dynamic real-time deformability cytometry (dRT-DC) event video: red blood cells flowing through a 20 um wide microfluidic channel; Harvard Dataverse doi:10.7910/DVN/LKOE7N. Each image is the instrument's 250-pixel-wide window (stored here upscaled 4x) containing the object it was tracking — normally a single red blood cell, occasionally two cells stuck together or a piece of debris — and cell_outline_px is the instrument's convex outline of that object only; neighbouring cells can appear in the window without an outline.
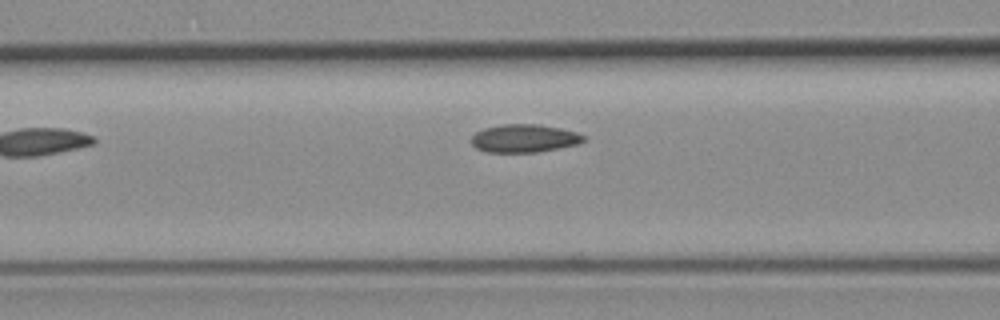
{"species": "common noctule bat (a hibernating species)", "species_latin": "Nyctalus noctula", "temperature_condition": "room temperature", "stored_images_in_passage": 5, "camera_frame_rate_fps": 3000, "um_per_image_px": 0.085, "animal": {"sex": "female", "body_mass_g": 19.3, "forearm_length_mm": 54.1}, "frame": {"image": 1, "passage_image": 5, "time_ms": 1.333, "image_size_px": [1000, 320], "cell_outline_px": [[584, 140], [576, 144], [536, 152], [488, 152], [476, 148], [472, 144], [472, 136], [476, 132], [484, 128], [504, 124], [540, 124], [560, 128], [576, 132], [584, 136]], "centroid_in_image_um": [44.53, 11.75], "position_along_channel_um": 122.1, "area_um2": 18.09}}